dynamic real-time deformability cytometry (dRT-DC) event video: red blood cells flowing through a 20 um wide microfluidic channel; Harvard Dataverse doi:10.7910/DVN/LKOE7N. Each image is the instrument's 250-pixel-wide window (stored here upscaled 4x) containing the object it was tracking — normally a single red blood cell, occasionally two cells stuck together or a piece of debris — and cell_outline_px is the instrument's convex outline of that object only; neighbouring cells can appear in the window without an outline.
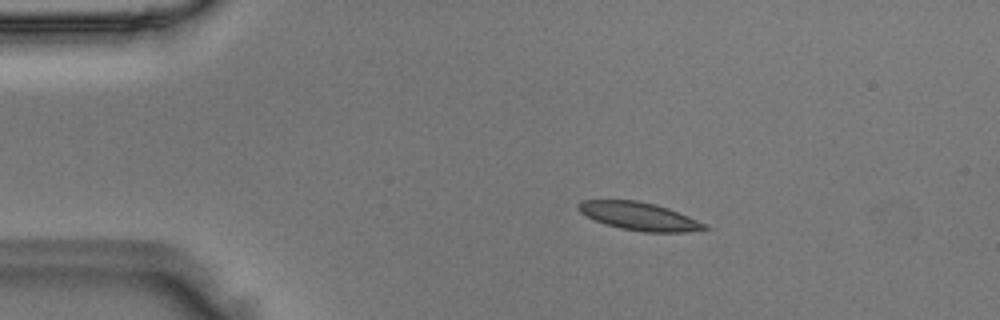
{"species": "Egyptian fruit bat (a non-hibernating species)", "species_latin": "Rousettus aegyptiacus", "temperature_condition": "room temperature", "stored_images_in_passage": 50, "camera_frame_rate_fps": 3000, "um_per_image_px": 0.085, "animal": {"sex": "male"}, "frame": {"image": 1, "passage_image": 9, "time_ms": 2.667, "image_size_px": [1000, 320], "cell_outline_px": [[708, 228], [684, 232], [644, 232], [620, 228], [604, 224], [580, 212], [576, 208], [576, 204], [584, 200], [636, 200], [656, 204], [668, 208], [708, 224]], "centroid_in_image_um": [54.32, 18.37], "position_along_channel_um": 30.7, "area_um2": 20.52}}
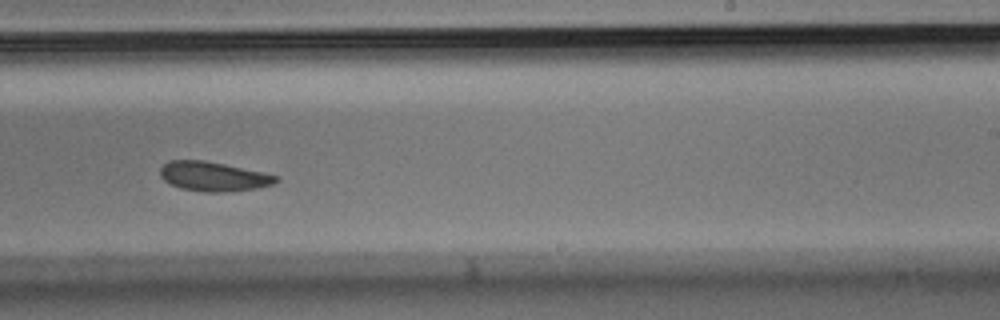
{"frame": {"image": 2, "passage_image": 31, "time_ms": 10.0, "image_size_px": [1000, 320], "cell_outline_px": [[280, 180], [272, 184], [256, 188], [224, 192], [204, 192], [180, 188], [164, 180], [160, 176], [160, 168], [168, 160], [204, 160], [264, 172], [280, 176]], "centroid_in_image_um": [18.15, 14.99], "position_along_channel_um": 270.9, "area_um2": 19.88}}
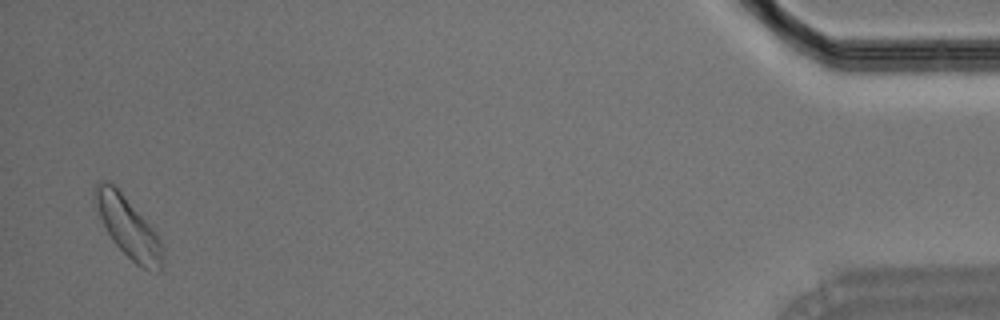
{"frame": {"image": 3, "passage_image": 49, "time_ms": 16.0, "image_size_px": [1000, 320], "cell_outline_px": [[164, 256], [160, 272], [144, 268], [136, 264], [112, 240], [100, 216], [92, 192], [92, 188], [100, 180], [108, 180], [120, 192], [156, 232], [164, 248]], "centroid_in_image_um": [10.9, 19.31], "position_along_channel_um": 424.3, "area_um2": 23.29}}